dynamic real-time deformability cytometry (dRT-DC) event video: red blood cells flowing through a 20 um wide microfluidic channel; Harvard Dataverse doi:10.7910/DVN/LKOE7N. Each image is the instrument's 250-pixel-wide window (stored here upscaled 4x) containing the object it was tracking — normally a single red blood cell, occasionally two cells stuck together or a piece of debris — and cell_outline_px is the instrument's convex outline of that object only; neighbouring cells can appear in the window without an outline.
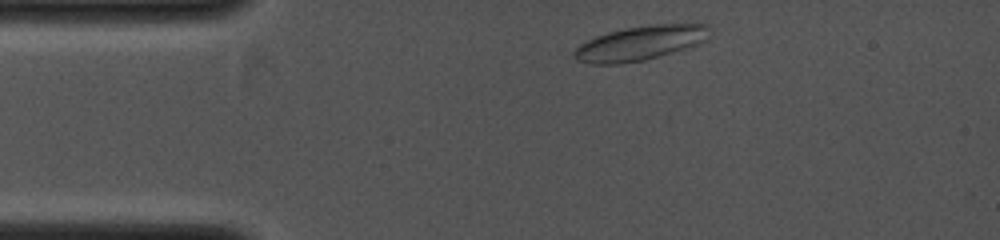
{"species": "common noctule bat (a hibernating species)", "species_latin": "Nyctalus noctula", "temperature_condition": "cold", "stored_images_in_passage": 21, "camera_frame_rate_fps": 4000, "um_per_image_px": 0.085, "animal": {"sex": "female", "body_mass_g": 19.0, "forearm_length_mm": 53.3}, "frame": {"image": 1, "passage_image": 3, "time_ms": 0.25, "image_size_px": [1000, 240], "cell_outline_px": [[712, 36], [708, 40], [700, 44], [688, 48], [644, 60], [620, 64], [592, 64], [576, 60], [572, 56], [572, 52], [580, 44], [596, 36], [608, 32], [624, 28], [652, 24], [708, 24], [712, 28]], "centroid_in_image_um": [54.48, 3.66], "position_along_channel_um": 30.5, "area_um2": 27.69}}
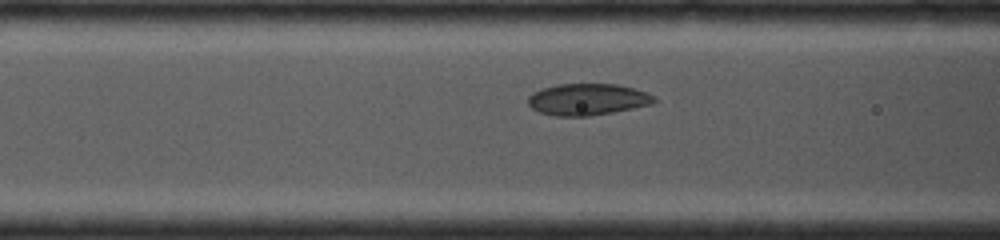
{"frame": {"image": 2, "passage_image": 12, "time_ms": 2.5, "image_size_px": [1000, 240], "cell_outline_px": [[656, 100], [652, 104], [612, 112], [588, 116], [556, 116], [540, 112], [532, 108], [528, 104], [528, 96], [532, 92], [556, 84], [616, 84], [648, 92], [656, 96]], "centroid_in_image_um": [49.94, 8.44], "position_along_channel_um": 116.7, "area_um2": 23.18}}
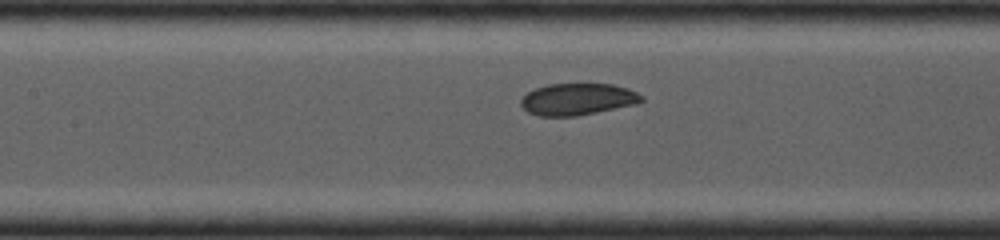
{"frame": {"image": 3, "passage_image": 17, "time_ms": 3.25, "image_size_px": [1000, 240], "cell_outline_px": [[644, 100], [640, 104], [576, 116], [540, 116], [528, 112], [520, 104], [520, 100], [528, 92], [536, 88], [548, 84], [612, 84], [628, 88], [644, 96]], "centroid_in_image_um": [49.15, 8.44], "position_along_channel_um": 158.3, "area_um2": 22.48}}